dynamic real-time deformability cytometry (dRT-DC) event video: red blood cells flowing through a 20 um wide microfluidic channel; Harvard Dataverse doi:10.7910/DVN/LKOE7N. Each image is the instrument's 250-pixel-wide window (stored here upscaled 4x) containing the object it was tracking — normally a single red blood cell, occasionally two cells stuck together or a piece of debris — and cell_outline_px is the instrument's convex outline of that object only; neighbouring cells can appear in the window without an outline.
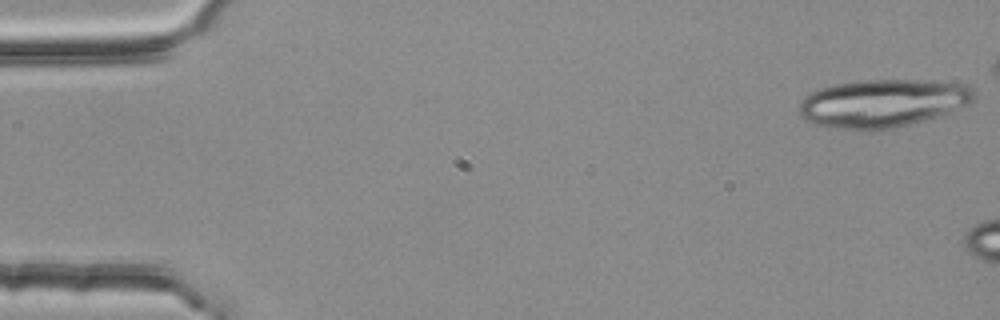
{"species": "common noctule bat (a hibernating species)", "species_latin": "Nyctalus noctula", "temperature_condition": "room temperature", "stored_images_in_passage": 8, "camera_frame_rate_fps": 3000, "um_per_image_px": 0.085, "animal": {"sex": "female", "body_mass_g": 25.1}, "frame": {"image": 1, "passage_image": 1, "time_ms": 0.0, "image_size_px": [1000, 320], "cell_outline_px": [[976, 96], [968, 104], [948, 112], [924, 120], [892, 128], [868, 132], [864, 132], [836, 128], [816, 124], [804, 120], [800, 116], [800, 100], [804, 96], [820, 88], [836, 84], [864, 80], [932, 80], [968, 84], [972, 88]], "centroid_in_image_um": [75.01, 8.78], "position_along_channel_um": 10.0, "area_um2": 49.25}}